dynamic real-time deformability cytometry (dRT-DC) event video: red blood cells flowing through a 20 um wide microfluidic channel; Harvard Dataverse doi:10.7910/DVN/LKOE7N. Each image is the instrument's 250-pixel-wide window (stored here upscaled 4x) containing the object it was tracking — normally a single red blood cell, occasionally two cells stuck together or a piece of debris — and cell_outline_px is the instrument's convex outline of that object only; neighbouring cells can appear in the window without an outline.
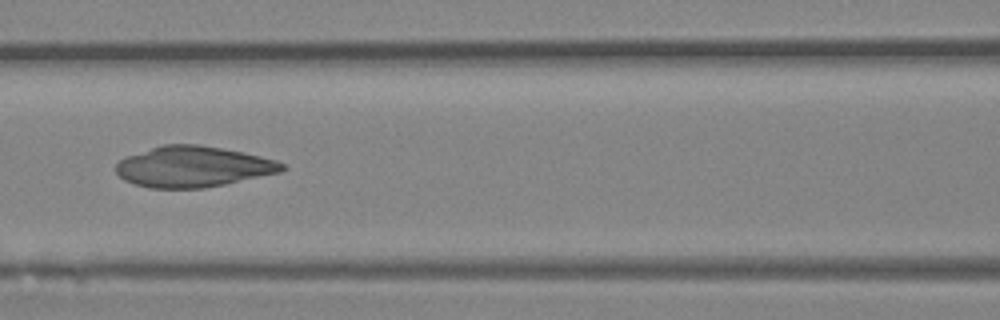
{"species": "Egyptian fruit bat (a non-hibernating species)", "species_latin": "Rousettus aegyptiacus", "temperature_condition": "room temperature", "stored_images_in_passage": 27, "camera_frame_rate_fps": 3000, "um_per_image_px": 0.085, "animal": {"sex": "female"}, "frame": {"image": 1, "passage_image": 6, "time_ms": 1.667, "image_size_px": [1000, 320], "cell_outline_px": [[288, 168], [280, 172], [224, 184], [204, 188], [148, 188], [124, 180], [116, 172], [116, 164], [120, 160], [128, 156], [164, 144], [196, 144], [220, 148], [260, 156], [276, 160], [284, 164]], "centroid_in_image_um": [16.42, 14.17], "position_along_channel_um": 150.2, "area_um2": 39.07}}
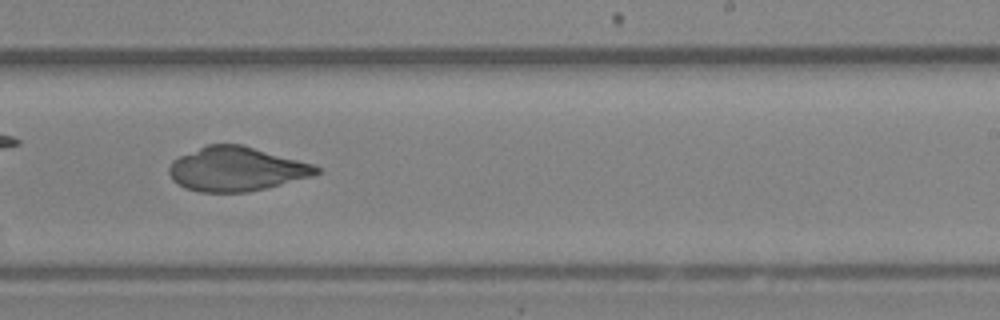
{"frame": {"image": 2, "passage_image": 14, "time_ms": 4.333, "image_size_px": [1000, 320], "cell_outline_px": [[320, 172], [312, 176], [248, 192], [200, 192], [184, 188], [176, 184], [172, 180], [168, 172], [168, 168], [172, 160], [180, 156], [208, 144], [240, 144], [312, 164], [320, 168]], "centroid_in_image_um": [20.03, 14.38], "position_along_channel_um": 269.0, "area_um2": 37.57}}
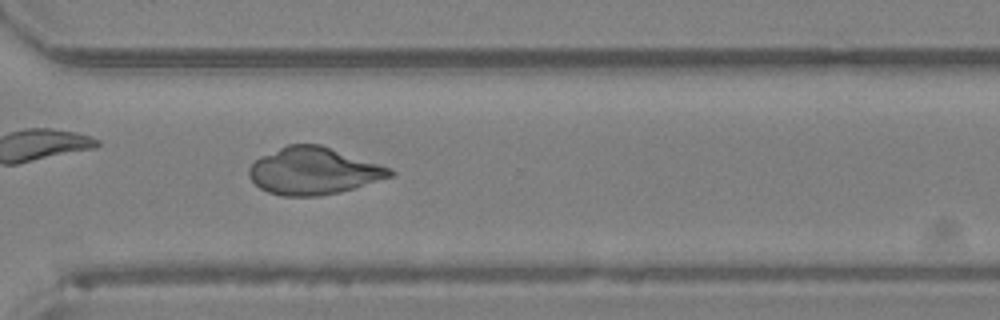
{"frame": {"image": 3, "passage_image": 19, "time_ms": 6.0, "image_size_px": [1000, 320], "cell_outline_px": [[396, 172], [392, 176], [340, 192], [320, 196], [280, 196], [268, 192], [260, 188], [248, 176], [248, 168], [260, 156], [288, 144], [320, 144], [392, 168]], "centroid_in_image_um": [26.64, 14.53], "position_along_channel_um": 344.0, "area_um2": 38.67}}